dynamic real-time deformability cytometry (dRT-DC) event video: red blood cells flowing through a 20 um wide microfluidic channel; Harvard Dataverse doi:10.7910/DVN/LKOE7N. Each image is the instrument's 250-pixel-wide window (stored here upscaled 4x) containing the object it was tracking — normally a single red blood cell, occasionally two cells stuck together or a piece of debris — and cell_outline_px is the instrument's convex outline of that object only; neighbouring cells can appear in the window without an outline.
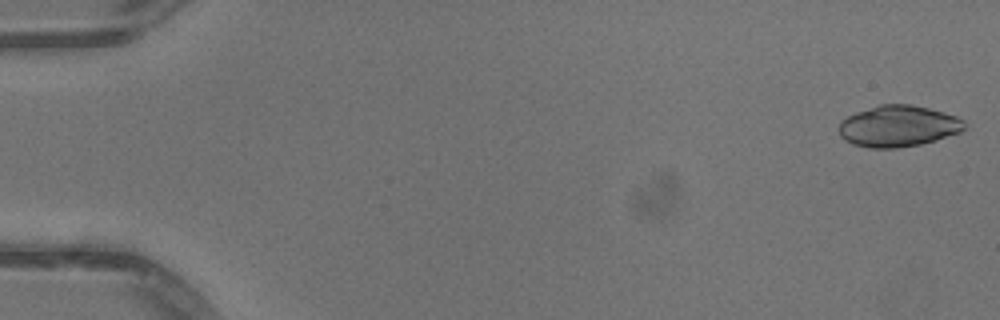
{"species": "common noctule bat (a hibernating species)", "species_latin": "Nyctalus noctula", "temperature_condition": "warm", "stored_images_in_passage": 50, "camera_frame_rate_fps": 3000, "um_per_image_px": 0.085, "animal": {"sex": "male", "body_mass_g": 13.3}, "frame": {"image": 1, "passage_image": 1, "time_ms": 0.0, "image_size_px": [1000, 320], "cell_outline_px": [[964, 128], [960, 132], [936, 140], [920, 144], [896, 148], [868, 148], [852, 144], [844, 140], [840, 136], [836, 128], [840, 120], [856, 112], [880, 104], [912, 104], [944, 112], [956, 116], [964, 120]], "centroid_in_image_um": [76.29, 10.72], "position_along_channel_um": 8.7, "area_um2": 30.46}}
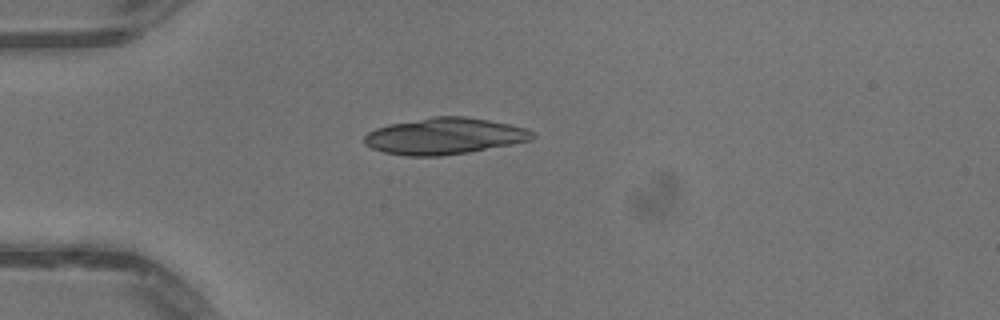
{"frame": {"image": 2, "passage_image": 14, "time_ms": 4.333, "image_size_px": [1000, 320], "cell_outline_px": [[536, 136], [532, 140], [512, 144], [468, 152], [440, 156], [404, 156], [384, 152], [372, 148], [364, 144], [364, 136], [368, 132], [376, 128], [388, 124], [432, 116], [464, 116], [488, 120], [528, 128], [536, 132]], "centroid_in_image_um": [37.79, 11.57], "position_along_channel_um": 47.2, "area_um2": 35.89}}